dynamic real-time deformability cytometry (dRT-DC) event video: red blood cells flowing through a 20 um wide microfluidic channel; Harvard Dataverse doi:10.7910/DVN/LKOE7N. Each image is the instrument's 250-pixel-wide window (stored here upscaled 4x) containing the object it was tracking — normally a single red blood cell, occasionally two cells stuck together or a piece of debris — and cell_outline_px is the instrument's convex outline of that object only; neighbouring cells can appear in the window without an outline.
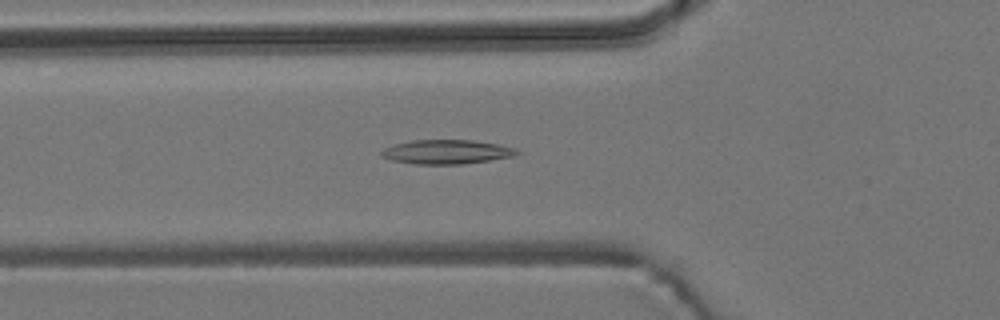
{"species": "common noctule bat (a hibernating species)", "species_latin": "Nyctalus noctula", "temperature_condition": "room temperature", "stored_images_in_passage": 32, "camera_frame_rate_fps": 3000, "um_per_image_px": 0.085, "animal": {"sex": "male", "body_mass_g": 19.2, "forearm_length_mm": 51.8}, "frame": {"image": 1, "passage_image": 19, "time_ms": 6.0, "image_size_px": [1000, 320], "cell_outline_px": [[520, 152], [516, 156], [464, 164], [416, 164], [392, 160], [380, 156], [380, 152], [384, 148], [396, 144], [412, 140], [472, 140], [500, 144], [516, 148]], "centroid_in_image_um": [38.0, 12.91], "position_along_channel_um": 87.8, "area_um2": 19.19}}
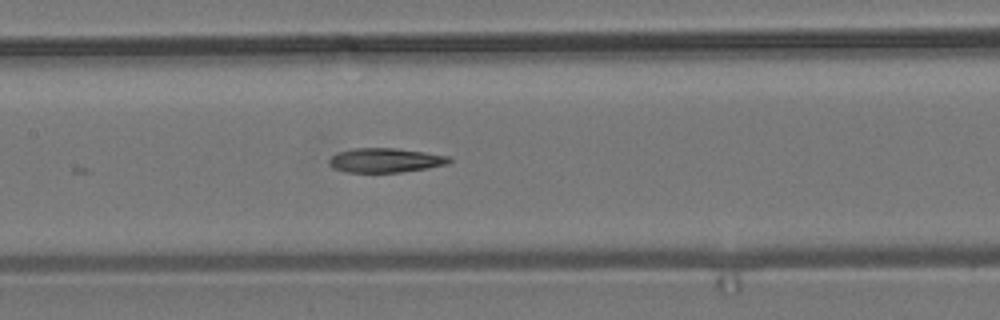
{"frame": {"image": 2, "passage_image": 26, "time_ms": 8.333, "image_size_px": [1000, 320], "cell_outline_px": [[452, 160], [448, 164], [400, 172], [348, 172], [332, 168], [328, 164], [328, 160], [336, 152], [356, 148], [396, 148], [424, 152], [448, 156]], "centroid_in_image_um": [32.7, 13.62], "position_along_channel_um": 174.7, "area_um2": 16.94}}
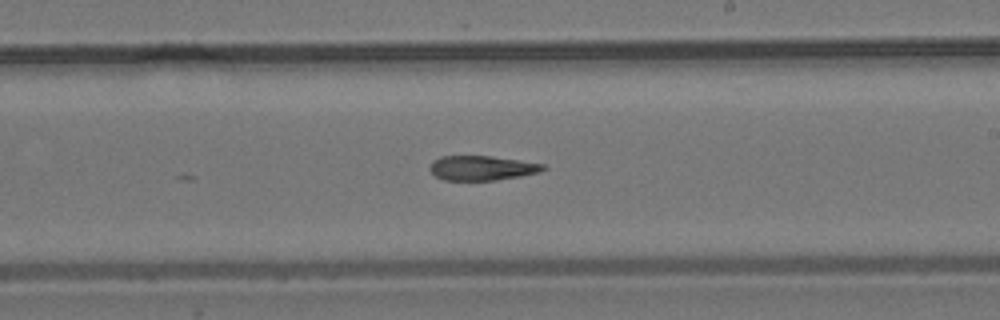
{"frame": {"image": 3, "passage_image": 32, "time_ms": 10.333, "image_size_px": [1000, 320], "cell_outline_px": [[548, 168], [540, 172], [520, 176], [496, 180], [444, 180], [436, 176], [428, 168], [432, 160], [440, 156], [492, 156], [544, 164]], "centroid_in_image_um": [40.95, 14.27], "position_along_channel_um": 248.0, "area_um2": 16.3}}